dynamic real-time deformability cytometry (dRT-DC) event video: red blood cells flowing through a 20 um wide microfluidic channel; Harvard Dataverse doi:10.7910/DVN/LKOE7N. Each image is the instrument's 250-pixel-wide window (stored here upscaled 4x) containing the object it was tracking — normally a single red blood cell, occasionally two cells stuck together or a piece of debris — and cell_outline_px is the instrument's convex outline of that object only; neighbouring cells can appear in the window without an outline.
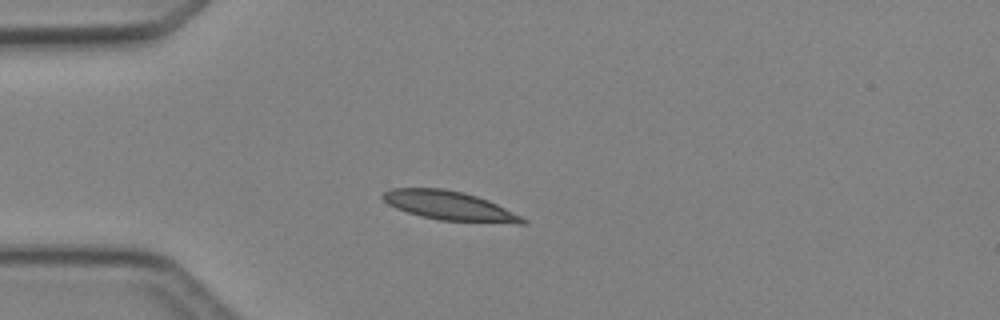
{"species": "Egyptian fruit bat (a non-hibernating species)", "species_latin": "Rousettus aegyptiacus", "temperature_condition": "cold", "stored_images_in_passage": 4, "camera_frame_rate_fps": 3000, "um_per_image_px": 0.085, "animal": {"sex": "female"}, "frame": {"image": 1, "passage_image": 3, "time_ms": 3.333, "image_size_px": [1000, 320], "cell_outline_px": [[528, 224], [516, 224], [440, 220], [408, 212], [396, 208], [388, 204], [380, 196], [384, 192], [392, 188], [444, 188], [464, 192], [488, 200], [528, 220]], "centroid_in_image_um": [38.22, 17.49], "position_along_channel_um": 46.8, "area_um2": 23.58}}